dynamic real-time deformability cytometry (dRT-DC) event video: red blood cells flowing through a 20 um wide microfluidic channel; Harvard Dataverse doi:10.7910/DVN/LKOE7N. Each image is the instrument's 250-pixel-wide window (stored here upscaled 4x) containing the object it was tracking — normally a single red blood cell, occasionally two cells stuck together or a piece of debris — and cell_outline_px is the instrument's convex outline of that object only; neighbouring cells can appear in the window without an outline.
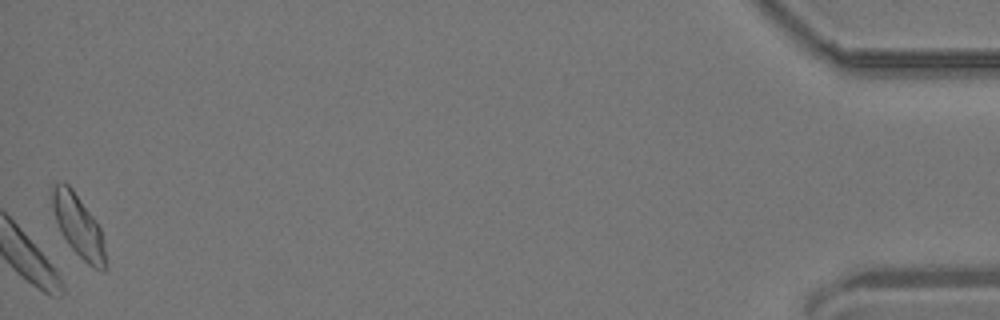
{"species": "common noctule bat (a hibernating species)", "species_latin": "Nyctalus noctula", "temperature_condition": "room temperature", "stored_images_in_passage": 43, "camera_frame_rate_fps": 3000, "um_per_image_px": 0.085, "animal": {"sex": "male", "body_mass_g": 19.2, "forearm_length_mm": 51.8}, "frame": {"image": 1, "passage_image": 43, "time_ms": 14.0, "image_size_px": [1000, 320], "cell_outline_px": [[104, 272], [88, 264], [68, 244], [60, 232], [52, 208], [52, 184], [64, 180], [72, 188], [92, 216], [100, 228], [104, 240]], "centroid_in_image_um": [6.62, 19.14], "position_along_channel_um": 428.6, "area_um2": 18.96}, "authors_computed_cell_mechanics": {"area_um2": 19.5364, "velocity_mm_per_s": 3.7415, "shape_relaxation_time_tau1_ms": 9.5273, "shape_relaxation_time_tau2_ms": null, "deformation_change_tau1": 0.0812, "deformation_change_tau2": null}}